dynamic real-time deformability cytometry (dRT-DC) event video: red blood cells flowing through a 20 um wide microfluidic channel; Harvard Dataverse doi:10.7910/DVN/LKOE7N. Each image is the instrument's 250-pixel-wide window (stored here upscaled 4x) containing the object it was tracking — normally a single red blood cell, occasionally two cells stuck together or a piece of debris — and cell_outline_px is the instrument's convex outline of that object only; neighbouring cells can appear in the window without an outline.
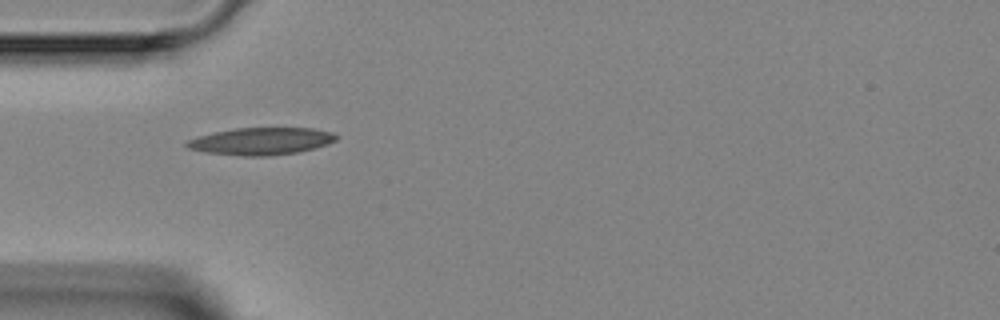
{"species": "Egyptian fruit bat (a non-hibernating species)", "species_latin": "Rousettus aegyptiacus", "temperature_condition": "room temperature", "stored_images_in_passage": 3, "camera_frame_rate_fps": 3000, "um_per_image_px": 0.085, "animal": {"sex": "female"}, "frame": {"image": 1, "passage_image": 1, "time_ms": 0.0, "image_size_px": [1000, 320], "cell_outline_px": [[340, 136], [336, 140], [328, 144], [296, 152], [268, 156], [240, 156], [208, 152], [188, 148], [184, 144], [188, 140], [200, 136], [216, 132], [236, 128], [312, 128], [332, 132]], "centroid_in_image_um": [22.23, 12.0], "position_along_channel_um": 62.8, "area_um2": 23.47}}
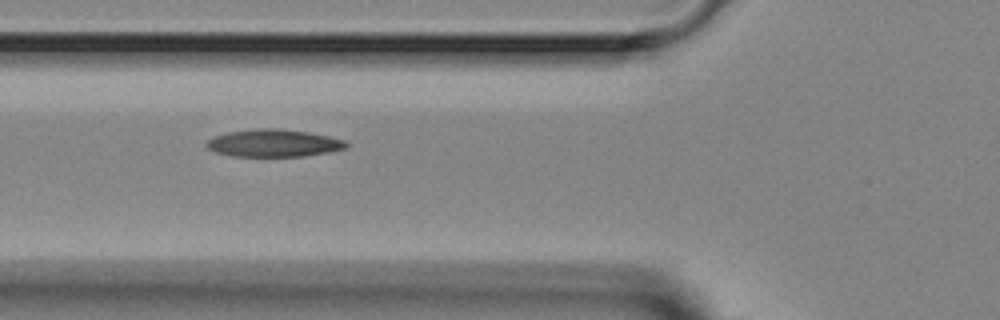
{"frame": {"image": 2, "passage_image": 2, "time_ms": 1.0, "image_size_px": [1000, 320], "cell_outline_px": [[348, 148], [328, 152], [304, 156], [232, 156], [216, 152], [208, 148], [204, 144], [212, 136], [228, 132], [256, 128], [276, 128], [308, 132], [328, 136], [344, 140], [348, 144]], "centroid_in_image_um": [23.24, 12.16], "position_along_channel_um": 102.6, "area_um2": 22.37}}
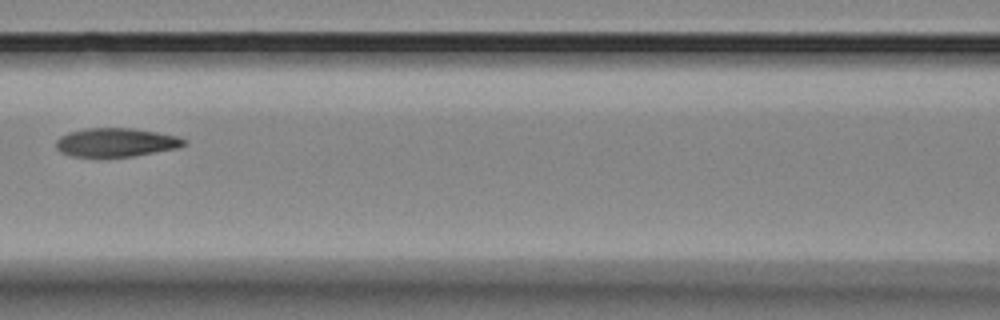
{"frame": {"image": 3, "passage_image": 3, "time_ms": 2.333, "image_size_px": [1000, 320], "cell_outline_px": [[188, 144], [176, 148], [132, 156], [72, 156], [60, 152], [56, 148], [56, 140], [60, 136], [68, 132], [84, 128], [132, 128], [156, 132], [176, 136], [188, 140]], "centroid_in_image_um": [9.84, 12.09], "position_along_channel_um": 156.8, "area_um2": 21.27}}